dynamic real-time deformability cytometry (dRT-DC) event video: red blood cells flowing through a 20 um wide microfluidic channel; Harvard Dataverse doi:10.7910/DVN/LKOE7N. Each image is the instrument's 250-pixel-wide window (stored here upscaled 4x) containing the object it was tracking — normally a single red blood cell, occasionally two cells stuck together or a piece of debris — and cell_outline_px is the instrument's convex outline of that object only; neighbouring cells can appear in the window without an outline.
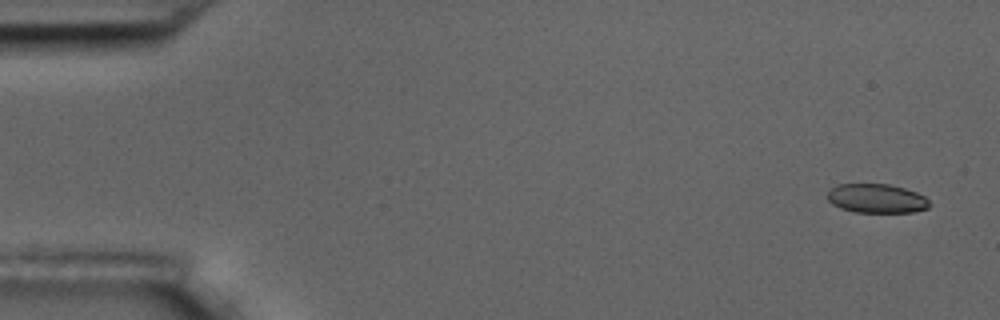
{"species": "common noctule bat (a hibernating species)", "species_latin": "Nyctalus noctula", "temperature_condition": "room temperature", "stored_images_in_passage": 5, "camera_frame_rate_fps": 3000, "um_per_image_px": 0.085, "animal": {"sex": "male", "body_mass_g": 17.5, "forearm_length_mm": 52.3}, "frame": {"image": 1, "passage_image": 1, "time_ms": 0.0, "image_size_px": [1000, 320], "cell_outline_px": [[932, 204], [928, 208], [912, 212], [852, 212], [840, 208], [832, 204], [828, 200], [828, 192], [836, 184], [888, 184], [904, 188], [916, 192], [924, 196]], "centroid_in_image_um": [74.51, 16.87], "position_along_channel_um": 10.5, "area_um2": 17.34}}